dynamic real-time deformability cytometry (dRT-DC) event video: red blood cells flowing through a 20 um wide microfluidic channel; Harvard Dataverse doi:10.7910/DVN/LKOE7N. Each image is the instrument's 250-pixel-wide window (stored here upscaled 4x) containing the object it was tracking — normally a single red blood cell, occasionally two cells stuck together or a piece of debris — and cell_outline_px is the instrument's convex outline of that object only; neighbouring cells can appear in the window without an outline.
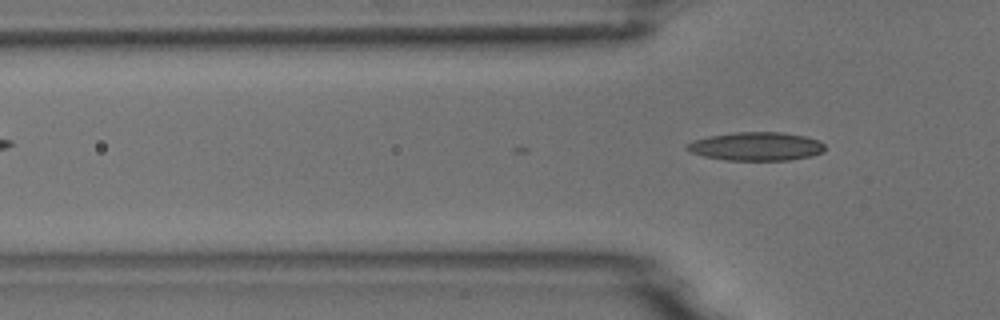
{"species": "common noctule bat (a hibernating species)", "species_latin": "Nyctalus noctula", "temperature_condition": "room temperature", "stored_images_in_passage": 15, "camera_frame_rate_fps": 3000, "um_per_image_px": 0.085, "animal": {"sex": "male", "body_mass_g": 18.8}, "frame": {"image": 1, "passage_image": 15, "time_ms": 4.667, "image_size_px": [1000, 320], "cell_outline_px": [[824, 152], [812, 156], [788, 160], [724, 160], [704, 156], [692, 152], [684, 148], [684, 144], [692, 140], [708, 136], [736, 132], [780, 132], [804, 136], [816, 140], [824, 144]], "centroid_in_image_um": [64.23, 12.44], "position_along_channel_um": 61.6, "area_um2": 22.95}}